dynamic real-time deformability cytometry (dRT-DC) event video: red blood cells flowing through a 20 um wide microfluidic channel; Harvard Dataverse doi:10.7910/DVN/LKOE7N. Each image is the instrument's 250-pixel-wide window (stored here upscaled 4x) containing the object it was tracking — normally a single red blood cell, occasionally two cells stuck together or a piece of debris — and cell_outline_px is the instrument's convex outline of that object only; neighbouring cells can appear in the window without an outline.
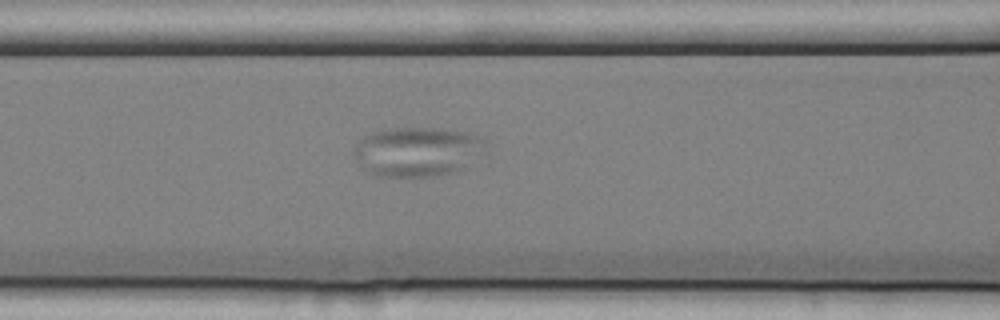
{"species": "common noctule bat (a hibernating species)", "species_latin": "Nyctalus noctula", "temperature_condition": "cold", "stored_images_in_passage": 34, "camera_frame_rate_fps": 3000, "um_per_image_px": 0.085, "animal": {"sex": "female", "body_mass_g": 25.1}, "frame": {"image": 1, "passage_image": 9, "time_ms": 2.667, "image_size_px": [1000, 320], "cell_outline_px": [[488, 140], [464, 168], [456, 172], [436, 176], [380, 176], [368, 172], [356, 160], [352, 152], [360, 140], [364, 136], [372, 132], [388, 128], [440, 128], [468, 132]], "centroid_in_image_um": [35.43, 12.87], "position_along_channel_um": 131.2, "area_um2": 37.63}}
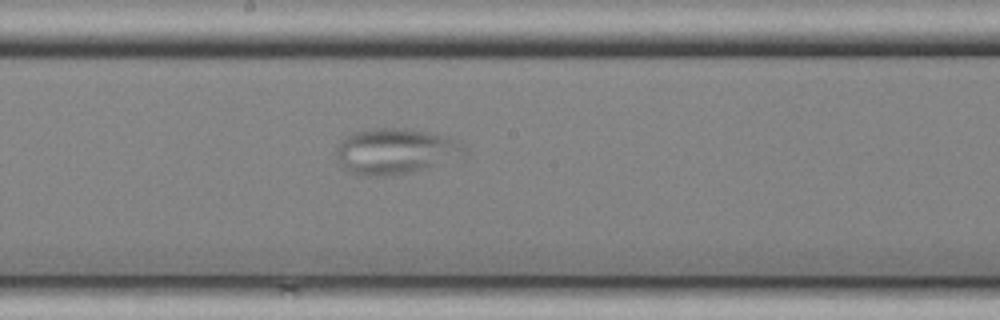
{"frame": {"image": 2, "passage_image": 16, "time_ms": 5.0, "image_size_px": [1000, 320], "cell_outline_px": [[468, 152], [464, 156], [412, 172], [388, 176], [360, 176], [344, 168], [336, 160], [336, 148], [340, 140], [344, 136], [352, 132], [372, 128], [404, 128], [448, 136], [456, 140]], "centroid_in_image_um": [33.56, 12.85], "position_along_channel_um": 214.6, "area_um2": 34.33}}
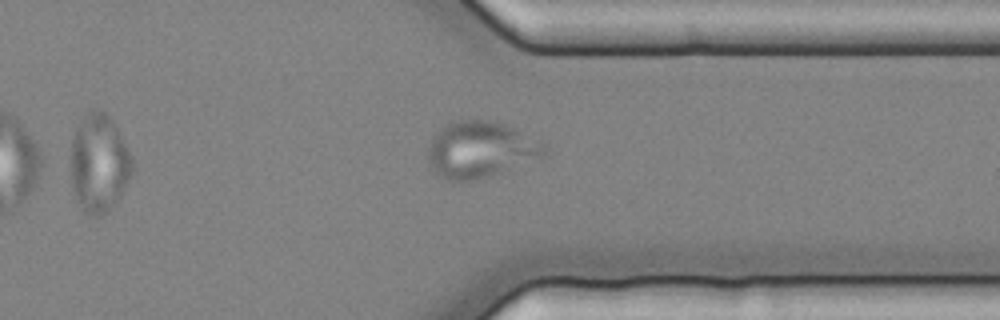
{"frame": {"image": 3, "passage_image": 29, "time_ms": 9.333, "image_size_px": [1000, 320], "cell_outline_px": [[548, 152], [544, 156], [492, 176], [468, 180], [448, 180], [440, 176], [428, 164], [428, 148], [432, 136], [440, 128], [452, 120], [488, 120], [504, 124], [544, 140]], "centroid_in_image_um": [40.87, 12.7], "position_along_channel_um": 370.5, "area_um2": 38.55}}